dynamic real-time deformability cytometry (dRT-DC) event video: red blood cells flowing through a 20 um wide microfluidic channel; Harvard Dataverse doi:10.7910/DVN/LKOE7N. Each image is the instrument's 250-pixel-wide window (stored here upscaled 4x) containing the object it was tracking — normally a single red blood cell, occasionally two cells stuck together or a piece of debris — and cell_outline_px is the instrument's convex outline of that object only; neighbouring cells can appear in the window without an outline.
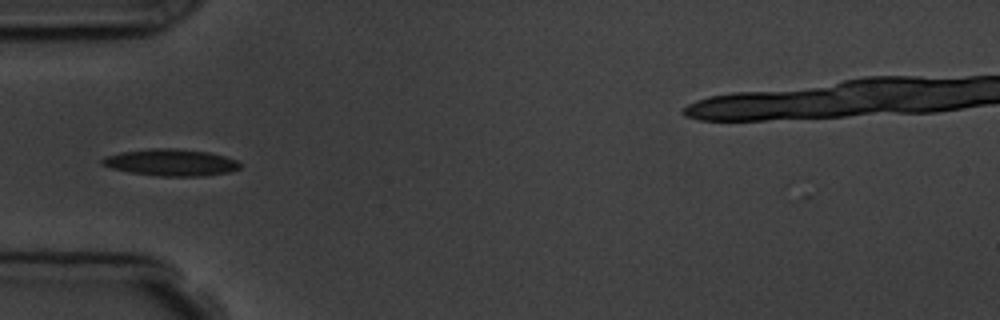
{"species": "common noctule bat (a hibernating species)", "species_latin": "Nyctalus noctula", "temperature_condition": "room temperature", "stored_images_in_passage": 2, "camera_frame_rate_fps": 3000, "um_per_image_px": 0.085, "animal": {"sex": "male", "body_mass_g": 19.5, "forearm_length_mm": 54.6}, "frame": {"image": 1, "passage_image": 2, "time_ms": 1.0, "image_size_px": [1000, 320], "cell_outline_px": [[240, 168], [228, 172], [204, 176], [160, 176], [132, 172], [112, 168], [100, 164], [100, 160], [104, 156], [120, 152], [148, 148], [172, 148], [208, 152], [224, 156], [236, 160], [240, 164]], "centroid_in_image_um": [14.49, 13.8], "position_along_channel_um": 70.5, "area_um2": 21.44}}